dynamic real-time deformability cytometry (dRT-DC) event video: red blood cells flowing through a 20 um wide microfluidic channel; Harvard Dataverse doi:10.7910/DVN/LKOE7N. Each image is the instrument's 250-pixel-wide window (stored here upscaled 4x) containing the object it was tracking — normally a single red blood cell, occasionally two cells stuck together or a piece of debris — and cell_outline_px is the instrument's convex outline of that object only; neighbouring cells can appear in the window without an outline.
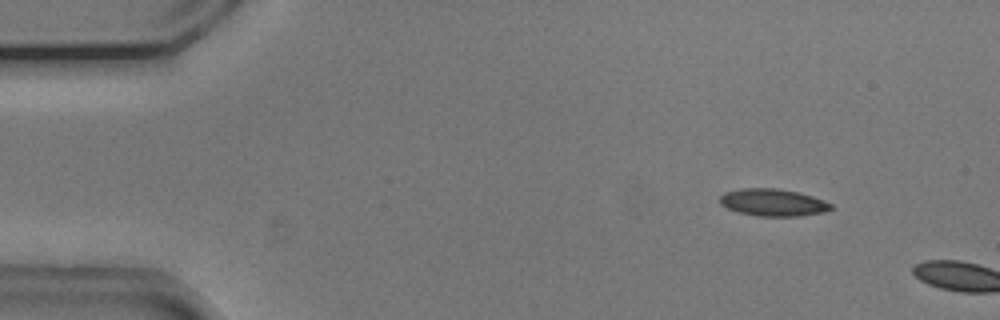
{"species": "common noctule bat (a hibernating species)", "species_latin": "Nyctalus noctula", "temperature_condition": "cold", "stored_images_in_passage": 8, "camera_frame_rate_fps": 3000, "um_per_image_px": 0.085, "animal": {"sex": "male", "body_mass_g": 20.5, "forearm_length_mm": 52.5}, "frame": {"image": 1, "passage_image": 6, "time_ms": 1.667, "image_size_px": [1000, 320], "cell_outline_px": [[832, 208], [824, 212], [800, 216], [756, 216], [740, 212], [728, 208], [720, 204], [720, 196], [724, 192], [740, 188], [776, 188], [800, 192], [824, 200], [832, 204]], "centroid_in_image_um": [65.71, 17.2], "position_along_channel_um": 19.3, "area_um2": 17.69}}